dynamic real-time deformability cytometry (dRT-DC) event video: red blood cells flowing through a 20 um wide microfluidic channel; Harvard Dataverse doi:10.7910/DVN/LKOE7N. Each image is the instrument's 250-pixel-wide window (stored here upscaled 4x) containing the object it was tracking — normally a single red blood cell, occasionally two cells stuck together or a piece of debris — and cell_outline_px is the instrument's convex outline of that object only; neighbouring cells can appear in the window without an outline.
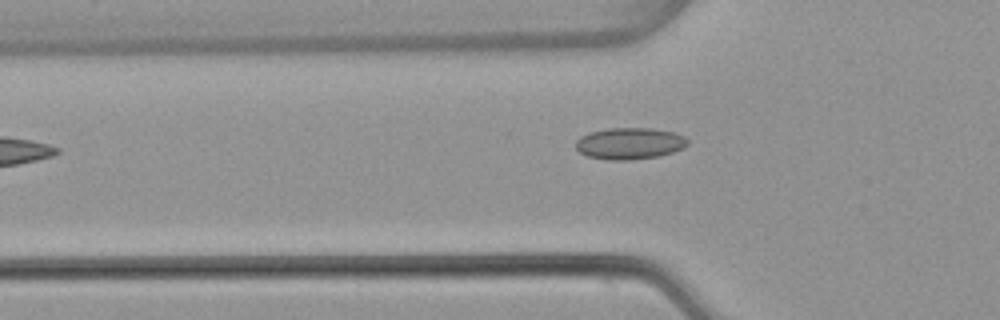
{"species": "common noctule bat (a hibernating species)", "species_latin": "Nyctalus noctula", "temperature_condition": "warm", "stored_images_in_passage": 5, "camera_frame_rate_fps": 3000, "um_per_image_px": 0.085, "animal": {"sex": "female", "body_mass_g": 22.7, "forearm_length_mm": 54.2}, "frame": {"image": 1, "passage_image": 5, "time_ms": 1.333, "image_size_px": [1000, 320], "cell_outline_px": [[688, 144], [684, 148], [660, 156], [628, 160], [608, 160], [588, 156], [580, 152], [576, 148], [576, 140], [580, 136], [588, 132], [608, 128], [652, 128], [672, 132], [684, 136], [688, 140]], "centroid_in_image_um": [53.51, 12.19], "position_along_channel_um": 72.3, "area_um2": 20.69}}